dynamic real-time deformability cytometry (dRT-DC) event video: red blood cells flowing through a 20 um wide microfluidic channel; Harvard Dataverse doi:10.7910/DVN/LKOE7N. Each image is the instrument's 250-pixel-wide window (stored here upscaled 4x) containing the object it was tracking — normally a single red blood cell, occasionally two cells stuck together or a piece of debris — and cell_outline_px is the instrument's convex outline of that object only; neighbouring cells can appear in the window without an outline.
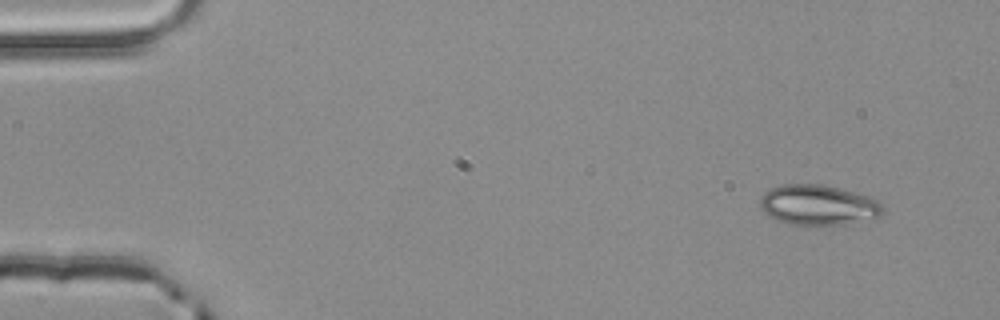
{"species": "common noctule bat (a hibernating species)", "species_latin": "Nyctalus noctula", "temperature_condition": "room temperature", "stored_images_in_passage": 3, "camera_frame_rate_fps": 3000, "um_per_image_px": 0.085, "animal": {"sex": "male", "body_mass_g": 20.4}, "frame": {"image": 1, "passage_image": 1, "time_ms": 0.0, "image_size_px": [1000, 320], "cell_outline_px": [[884, 212], [880, 216], [848, 224], [804, 228], [788, 224], [776, 220], [768, 216], [760, 208], [760, 196], [768, 188], [784, 184], [824, 184], [840, 188], [868, 196], [884, 204]], "centroid_in_image_um": [69.52, 17.46], "position_along_channel_um": 15.5, "area_um2": 29.88}}